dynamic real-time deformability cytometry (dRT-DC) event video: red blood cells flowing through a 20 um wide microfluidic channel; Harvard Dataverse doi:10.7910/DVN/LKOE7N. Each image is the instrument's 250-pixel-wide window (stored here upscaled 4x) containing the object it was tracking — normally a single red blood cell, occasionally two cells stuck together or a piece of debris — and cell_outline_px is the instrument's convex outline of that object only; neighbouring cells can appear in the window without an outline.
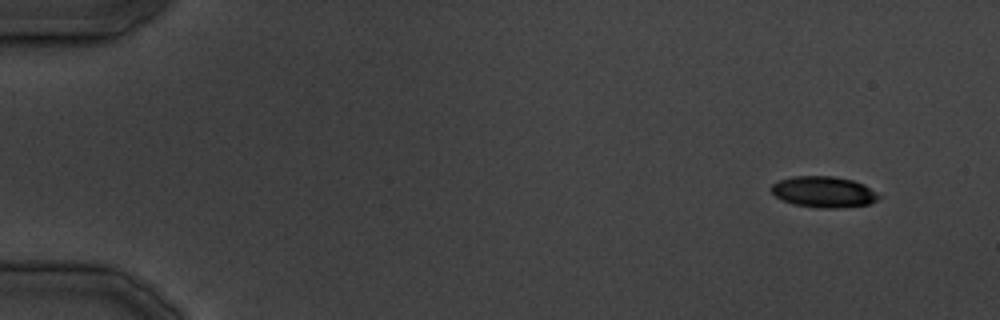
{"species": "common noctule bat (a hibernating species)", "species_latin": "Nyctalus noctula", "temperature_condition": "cold", "stored_images_in_passage": 9, "camera_frame_rate_fps": 3000, "um_per_image_px": 0.085, "animal": {"sex": "male", "body_mass_g": 19.5, "forearm_length_mm": 54.6}, "frame": {"image": 1, "passage_image": 1, "time_ms": 0.0, "image_size_px": [1000, 320], "cell_outline_px": [[880, 196], [876, 200], [868, 204], [836, 208], [820, 208], [796, 204], [784, 200], [776, 196], [772, 192], [772, 184], [780, 180], [792, 176], [832, 176], [852, 180], [864, 184]], "centroid_in_image_um": [70.01, 16.3], "position_along_channel_um": 15.0, "area_um2": 19.07}}